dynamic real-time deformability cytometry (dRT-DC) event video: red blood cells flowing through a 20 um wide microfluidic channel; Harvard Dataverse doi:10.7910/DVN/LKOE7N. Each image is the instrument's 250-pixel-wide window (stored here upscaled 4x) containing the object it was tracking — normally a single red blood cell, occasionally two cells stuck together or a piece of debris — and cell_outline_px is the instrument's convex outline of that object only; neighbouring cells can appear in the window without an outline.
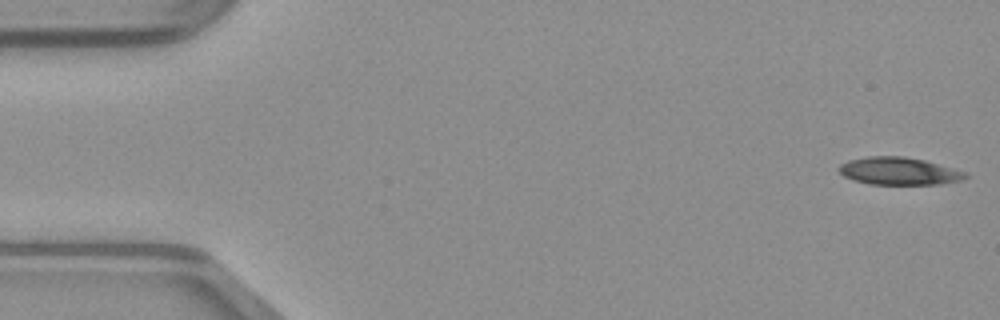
{"species": "common noctule bat (a hibernating species)", "species_latin": "Nyctalus noctula", "temperature_condition": "warm", "stored_images_in_passage": 48, "camera_frame_rate_fps": 3000, "um_per_image_px": 0.085, "animal": {"sex": "male", "body_mass_g": 23.1, "forearm_length_mm": 52.7}, "frame": {"image": 1, "passage_image": 1, "time_ms": 0.0, "image_size_px": [1000, 320], "cell_outline_px": [[968, 176], [960, 180], [940, 184], [868, 184], [852, 180], [844, 176], [836, 168], [840, 164], [848, 160], [868, 156], [904, 156], [924, 160], [968, 172]], "centroid_in_image_um": [76.38, 14.54], "position_along_channel_um": 8.6, "area_um2": 20.4}}
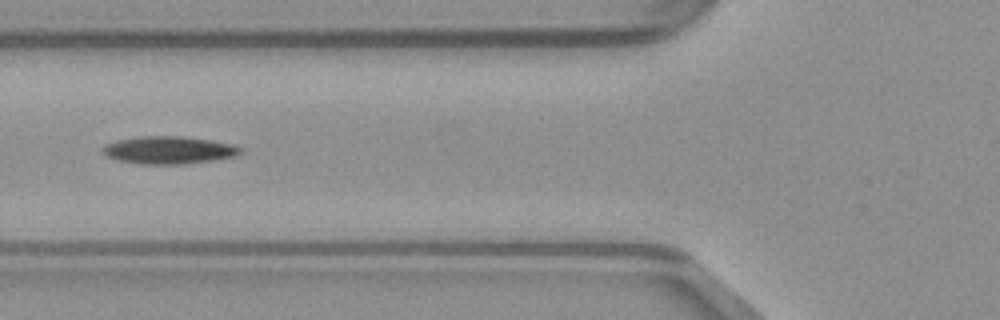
{"frame": {"image": 2, "passage_image": 18, "time_ms": 5.667, "image_size_px": [1000, 320], "cell_outline_px": [[244, 148], [236, 156], [216, 160], [188, 164], [140, 164], [120, 160], [108, 156], [100, 152], [100, 148], [104, 144], [116, 140], [140, 136], [180, 136], [212, 140]], "centroid_in_image_um": [14.32, 12.76], "position_along_channel_um": 111.5, "area_um2": 22.31}}
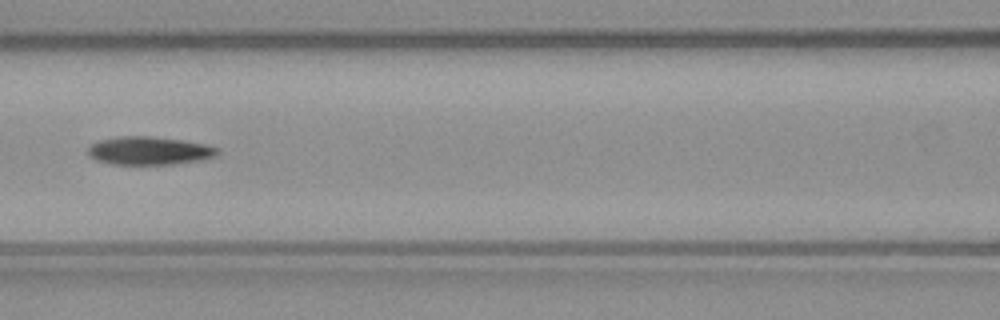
{"frame": {"image": 3, "passage_image": 21, "time_ms": 6.667, "image_size_px": [1000, 320], "cell_outline_px": [[220, 152], [216, 156], [204, 160], [172, 164], [112, 164], [96, 160], [88, 156], [88, 148], [92, 144], [100, 140], [120, 136], [148, 136], [184, 140], [208, 144], [220, 148]], "centroid_in_image_um": [12.75, 12.81], "position_along_channel_um": 153.9, "area_um2": 21.5}}